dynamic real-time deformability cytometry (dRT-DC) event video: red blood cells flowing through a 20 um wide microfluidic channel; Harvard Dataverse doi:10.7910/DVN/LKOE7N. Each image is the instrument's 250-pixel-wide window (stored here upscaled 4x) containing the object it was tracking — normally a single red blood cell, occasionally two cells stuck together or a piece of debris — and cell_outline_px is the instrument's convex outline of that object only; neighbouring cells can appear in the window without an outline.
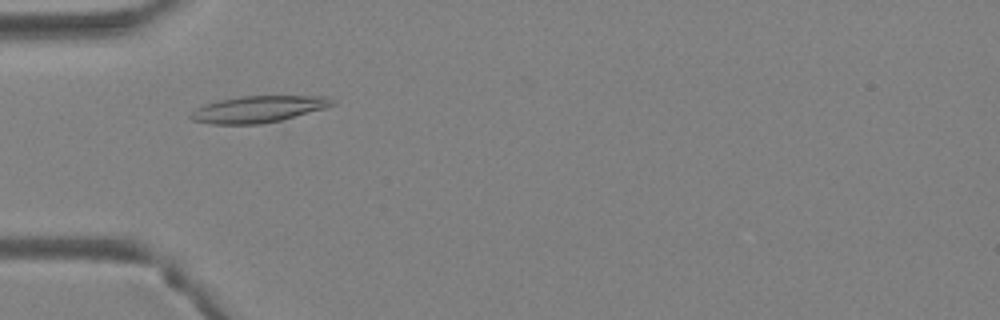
{"species": "Egyptian fruit bat (a non-hibernating species)", "species_latin": "Rousettus aegyptiacus", "temperature_condition": "warm", "stored_images_in_passage": 34, "camera_frame_rate_fps": 3000, "um_per_image_px": 0.085, "animal": {"sex": "female"}, "frame": {"image": 1, "passage_image": 6, "time_ms": 1.667, "image_size_px": [1000, 320], "cell_outline_px": [[336, 104], [324, 108], [280, 120], [260, 124], [212, 124], [192, 120], [188, 116], [196, 108], [204, 104], [220, 100], [240, 96], [328, 96]], "centroid_in_image_um": [21.92, 9.27], "position_along_channel_um": 63.1, "area_um2": 21.73}}
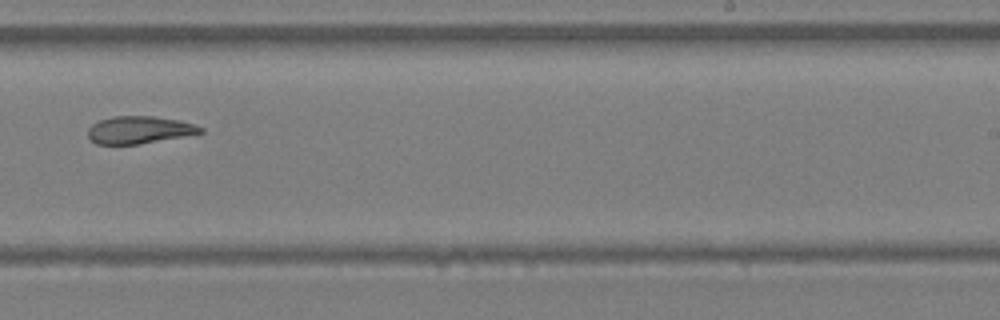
{"frame": {"image": 2, "passage_image": 19, "time_ms": 6.0, "image_size_px": [1000, 320], "cell_outline_px": [[204, 132], [136, 144], [96, 144], [88, 136], [88, 128], [92, 124], [100, 120], [112, 116], [156, 116], [180, 120], [204, 128]], "centroid_in_image_um": [11.81, 11.02], "position_along_channel_um": 277.2, "area_um2": 17.74}}
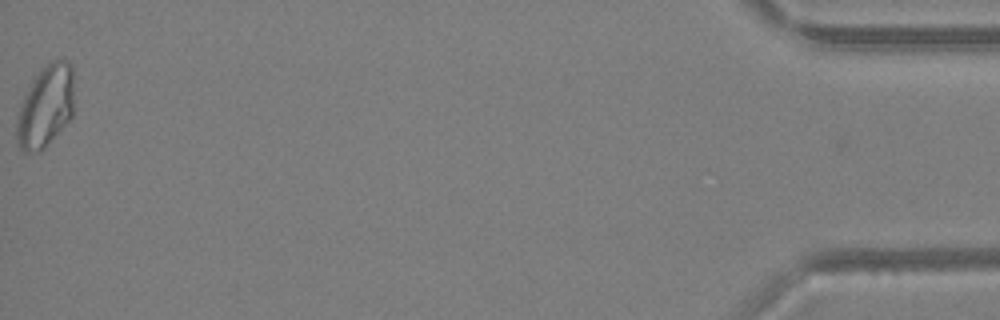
{"frame": {"image": 3, "passage_image": 34, "time_ms": 11.0, "image_size_px": [1000, 320], "cell_outline_px": [[72, 116], [44, 148], [36, 152], [24, 152], [20, 148], [16, 140], [16, 120], [20, 108], [32, 80], [44, 64], [52, 60], [68, 60], [72, 64]], "centroid_in_image_um": [3.86, 9.03], "position_along_channel_um": 431.3, "area_um2": 27.05}}